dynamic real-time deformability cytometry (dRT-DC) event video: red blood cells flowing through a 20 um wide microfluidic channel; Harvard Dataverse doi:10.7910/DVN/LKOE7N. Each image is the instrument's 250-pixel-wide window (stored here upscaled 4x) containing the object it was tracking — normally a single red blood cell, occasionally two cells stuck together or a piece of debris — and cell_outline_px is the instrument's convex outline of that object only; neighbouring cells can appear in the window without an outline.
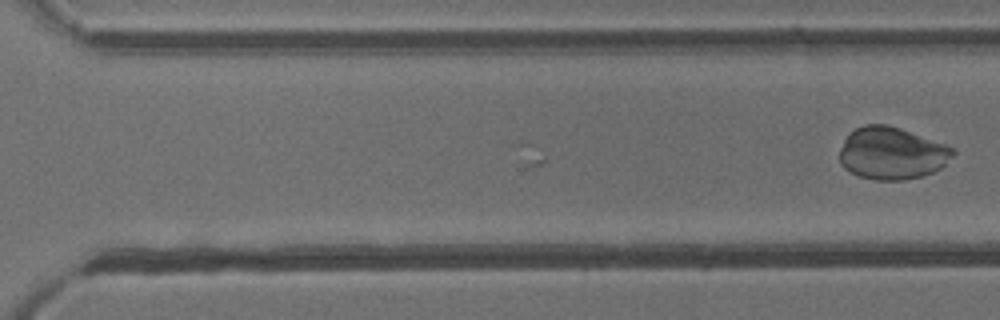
{"species": "common noctule bat (a hibernating species)", "species_latin": "Nyctalus noctula", "temperature_condition": "cold", "stored_images_in_passage": 22, "camera_frame_rate_fps": 3000, "um_per_image_px": 0.085, "animal": {"sex": "male", "body_mass_g": 13.3}, "frame": {"image": 1, "passage_image": 22, "time_ms": 7.0, "image_size_px": [1000, 320], "cell_outline_px": [[956, 152], [940, 168], [932, 172], [920, 176], [904, 180], [876, 180], [860, 176], [844, 168], [840, 164], [840, 148], [848, 132], [864, 124], [884, 124], [900, 128], [956, 148]], "centroid_in_image_um": [75.79, 13.02], "position_along_channel_um": 294.8, "area_um2": 34.45}}